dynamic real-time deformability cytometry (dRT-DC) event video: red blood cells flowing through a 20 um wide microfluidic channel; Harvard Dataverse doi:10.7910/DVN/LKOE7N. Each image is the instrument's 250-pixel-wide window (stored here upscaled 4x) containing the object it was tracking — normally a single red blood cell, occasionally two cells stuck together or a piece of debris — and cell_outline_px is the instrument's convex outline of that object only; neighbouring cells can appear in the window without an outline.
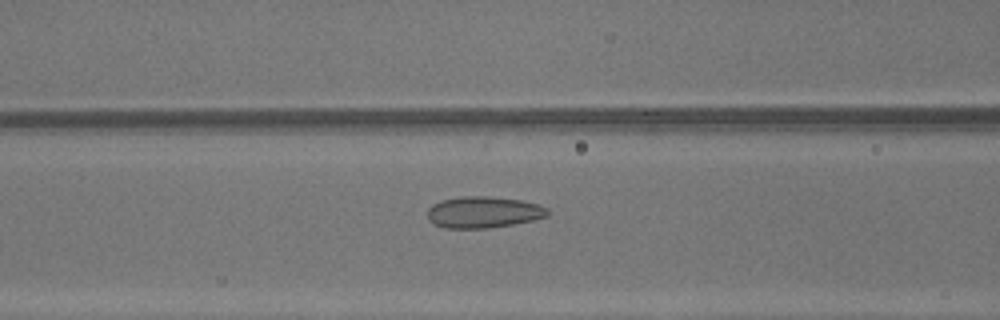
{"species": "common noctule bat (a hibernating species)", "species_latin": "Nyctalus noctula", "temperature_condition": "warm", "stored_images_in_passage": 47, "camera_frame_rate_fps": 3000, "um_per_image_px": 0.085, "animal": {"sex": "male", "body_mass_g": 13.3}, "frame": {"image": 1, "passage_image": 20, "time_ms": 6.333, "image_size_px": [1000, 320], "cell_outline_px": [[548, 216], [532, 220], [512, 224], [488, 228], [444, 228], [428, 220], [428, 208], [432, 204], [440, 200], [460, 196], [488, 196], [520, 200], [536, 204], [548, 208]], "centroid_in_image_um": [41.05, 18.03], "position_along_channel_um": 125.5, "area_um2": 21.96}}
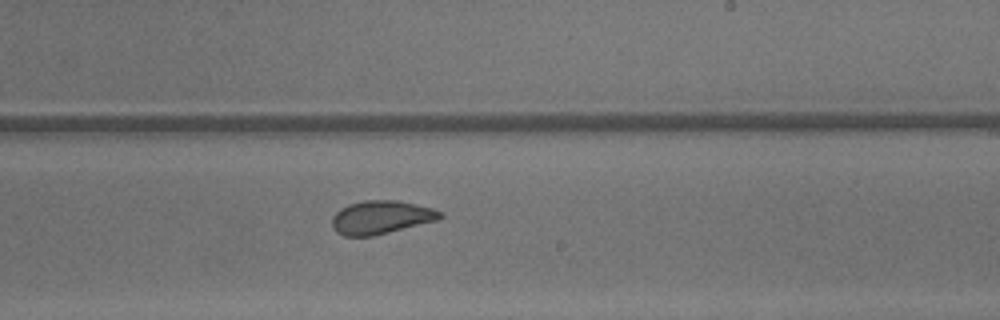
{"frame": {"image": 2, "passage_image": 29, "time_ms": 9.333, "image_size_px": [1000, 320], "cell_outline_px": [[444, 216], [440, 220], [372, 236], [344, 236], [336, 232], [332, 228], [332, 216], [340, 208], [348, 204], [364, 200], [396, 200], [416, 204], [432, 208], [440, 212]], "centroid_in_image_um": [32.38, 18.47], "position_along_channel_um": 256.6, "area_um2": 21.15}}
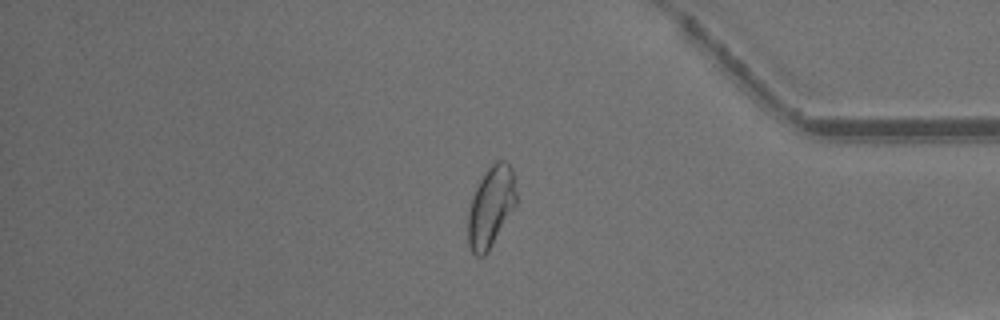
{"frame": {"image": 3, "passage_image": 40, "time_ms": 13.0, "image_size_px": [1000, 320], "cell_outline_px": [[516, 204], [488, 252], [484, 256], [476, 256], [468, 248], [468, 212], [472, 196], [484, 172], [496, 160], [504, 160], [512, 168], [516, 176]], "centroid_in_image_um": [41.73, 17.56], "position_along_channel_um": 393.5, "area_um2": 22.89}, "authors_computed_cell_mechanics": {"area_um2": 23.8714, "velocity_mm_per_s": 4.3773, "shape_relaxation_time_tau1_ms": null, "shape_relaxation_time_tau2_ms": 1.075, "deformation_change_tau1": null, "deformation_change_tau2": 0.0741}}